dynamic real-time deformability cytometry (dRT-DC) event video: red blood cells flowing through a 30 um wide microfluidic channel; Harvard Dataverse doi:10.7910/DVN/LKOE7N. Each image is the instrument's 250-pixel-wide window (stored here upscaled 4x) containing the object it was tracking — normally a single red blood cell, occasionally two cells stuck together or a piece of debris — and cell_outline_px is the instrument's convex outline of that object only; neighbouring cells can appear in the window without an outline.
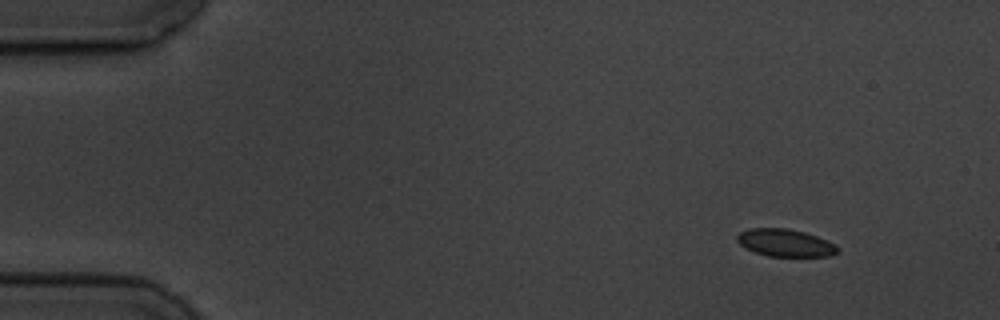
{"species": "common noctule bat (a hibernating species)", "species_latin": "Nyctalus noctula", "temperature_condition": "cold", "stored_images_in_passage": 8, "camera_frame_rate_fps": 3000, "um_per_image_px": 0.085, "animal": {"sex": "male", "body_mass_g": 19.5, "forearm_length_mm": 54.6}, "frame": {"image": 1, "passage_image": 1, "time_ms": 0.0, "image_size_px": [1000, 320], "cell_outline_px": [[840, 252], [832, 256], [768, 256], [756, 252], [740, 244], [736, 240], [736, 236], [740, 232], [748, 228], [788, 228], [804, 232], [828, 240], [836, 244], [840, 248]], "centroid_in_image_um": [66.8, 20.64], "position_along_channel_um": 18.2, "area_um2": 16.18}}
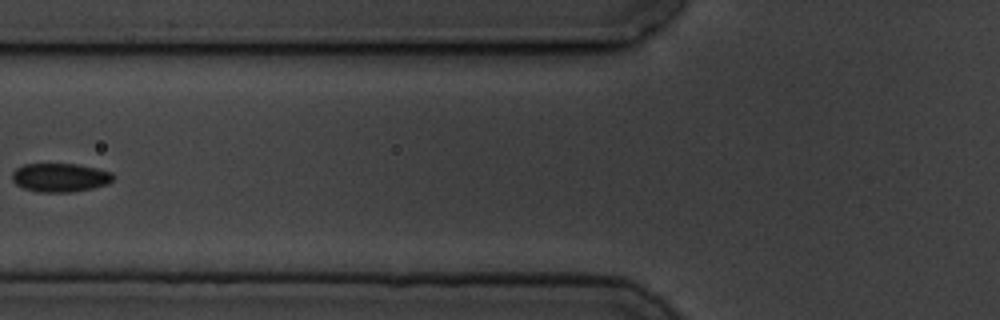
{"frame": {"image": 2, "passage_image": 5, "time_ms": 5.667, "image_size_px": [1000, 320], "cell_outline_px": [[116, 176], [108, 184], [92, 188], [72, 192], [36, 192], [24, 188], [16, 184], [12, 180], [12, 172], [16, 168], [24, 164], [76, 164], [96, 168], [112, 172]], "centroid_in_image_um": [5.11, 15.09], "position_along_channel_um": 120.7, "area_um2": 16.99}}
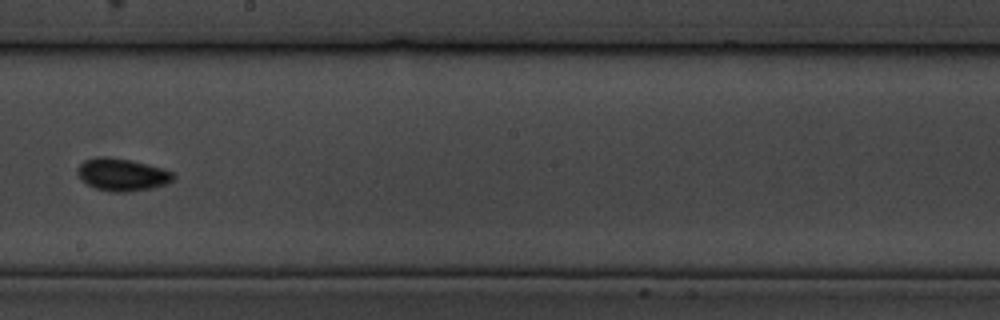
{"frame": {"image": 3, "passage_image": 8, "time_ms": 9.0, "image_size_px": [1000, 320], "cell_outline_px": [[176, 176], [168, 184], [152, 188], [128, 192], [112, 192], [96, 188], [80, 180], [76, 172], [76, 168], [84, 160], [96, 156], [108, 156], [132, 160], [164, 168], [172, 172]], "centroid_in_image_um": [10.37, 14.83], "position_along_channel_um": 237.8, "area_um2": 18.5}}